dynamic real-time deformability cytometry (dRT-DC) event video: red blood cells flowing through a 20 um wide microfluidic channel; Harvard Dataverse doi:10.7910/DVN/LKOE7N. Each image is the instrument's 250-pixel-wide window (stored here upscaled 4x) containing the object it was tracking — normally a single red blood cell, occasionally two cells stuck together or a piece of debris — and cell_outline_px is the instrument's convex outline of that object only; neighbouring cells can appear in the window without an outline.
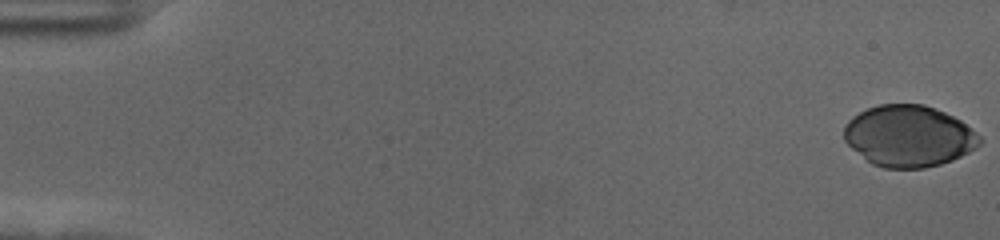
{"species": "human", "species_latin": "Homo sapiens", "temperature_condition": "cold", "stored_images_in_passage": 57, "camera_frame_rate_fps": 3000, "um_per_image_px": 0.085, "donor": {"sex": "female"}, "frame": {"image": 1, "passage_image": 1, "time_ms": 0.0, "image_size_px": [1000, 240], "cell_outline_px": [[984, 140], [976, 148], [952, 160], [940, 164], [924, 168], [884, 168], [872, 164], [852, 148], [844, 140], [844, 128], [848, 120], [852, 116], [868, 108], [880, 104], [924, 104], [944, 112], [960, 120], [972, 128]], "centroid_in_image_um": [77.25, 11.56], "position_along_channel_um": 7.7, "area_um2": 48.49}}
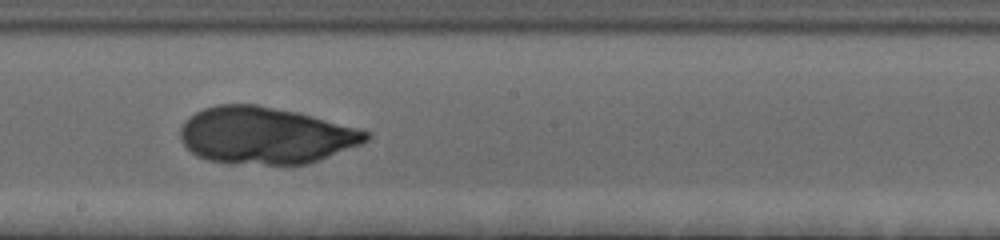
{"frame": {"image": 2, "passage_image": 33, "time_ms": 10.667, "image_size_px": [1000, 240], "cell_outline_px": [[372, 136], [368, 140], [360, 144], [308, 164], [232, 164], [208, 160], [196, 156], [180, 140], [180, 128], [184, 120], [188, 116], [204, 108], [216, 104], [256, 104], [296, 112], [360, 128], [372, 132]], "centroid_in_image_um": [22.55, 11.51], "position_along_channel_um": 225.7, "area_um2": 61.85}}
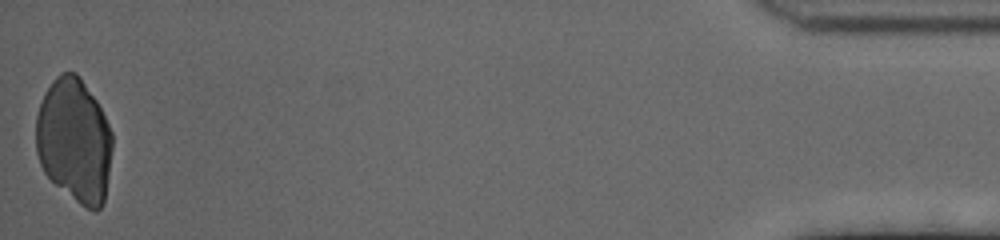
{"frame": {"image": 3, "passage_image": 57, "time_ms": 18.667, "image_size_px": [1000, 240], "cell_outline_px": [[112, 148], [104, 204], [96, 212], [92, 212], [80, 204], [56, 184], [44, 172], [40, 164], [36, 152], [36, 116], [44, 92], [52, 80], [60, 72], [76, 72], [96, 100], [112, 132]], "centroid_in_image_um": [6.31, 11.94], "position_along_channel_um": 428.9, "area_um2": 55.31}}